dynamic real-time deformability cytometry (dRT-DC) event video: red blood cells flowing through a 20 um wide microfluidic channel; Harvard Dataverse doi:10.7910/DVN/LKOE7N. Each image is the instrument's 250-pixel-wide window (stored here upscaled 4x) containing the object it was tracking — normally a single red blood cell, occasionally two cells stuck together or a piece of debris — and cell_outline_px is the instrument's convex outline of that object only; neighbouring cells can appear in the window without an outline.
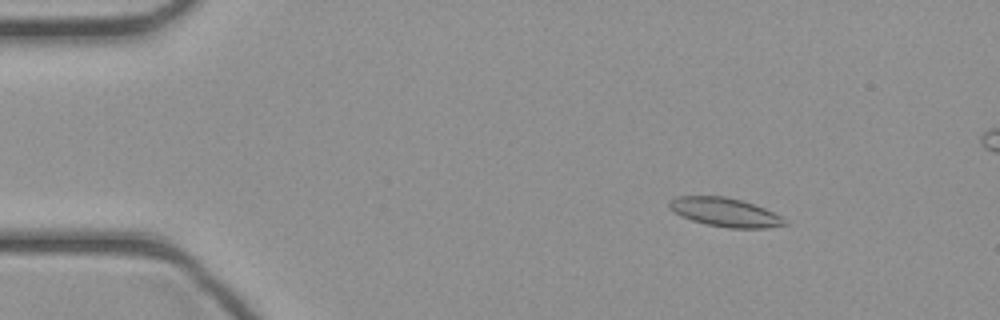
{"species": "common noctule bat (a hibernating species)", "species_latin": "Nyctalus noctula", "temperature_condition": "cold", "stored_images_in_passage": 46, "camera_frame_rate_fps": 3000, "um_per_image_px": 0.085, "animal": {"sex": "female", "body_mass_g": 21.9}, "frame": {"image": 1, "passage_image": 7, "time_ms": 2.0, "image_size_px": [1000, 320], "cell_outline_px": [[788, 224], [768, 228], [728, 228], [708, 224], [692, 220], [680, 216], [668, 208], [668, 200], [676, 196], [724, 196], [740, 200], [764, 208], [788, 220]], "centroid_in_image_um": [61.6, 18.04], "position_along_channel_um": 23.4, "area_um2": 19.36}}
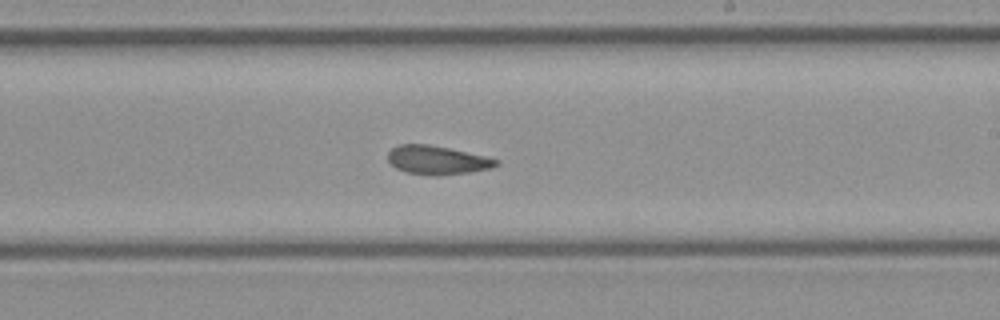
{"frame": {"image": 2, "passage_image": 27, "time_ms": 8.667, "image_size_px": [1000, 320], "cell_outline_px": [[500, 164], [492, 168], [468, 172], [436, 176], [432, 176], [408, 172], [396, 168], [388, 160], [388, 152], [392, 148], [400, 144], [428, 144], [448, 148], [484, 156], [500, 160]], "centroid_in_image_um": [37.17, 13.61], "position_along_channel_um": 251.8, "area_um2": 17.98}}
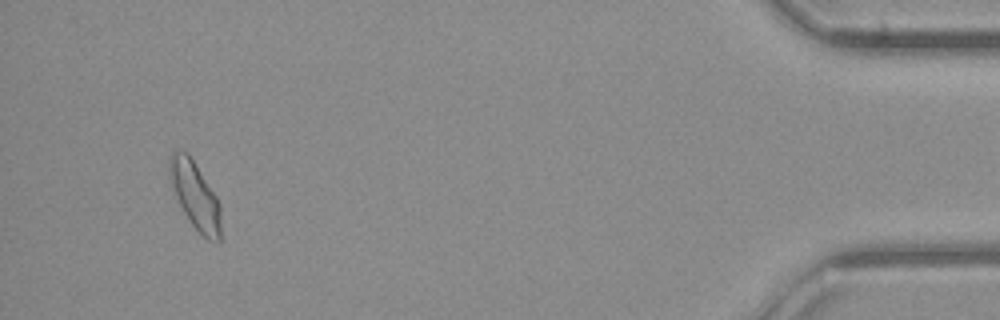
{"frame": {"image": 3, "passage_image": 43, "time_ms": 14.0, "image_size_px": [1000, 320], "cell_outline_px": [[220, 240], [216, 244], [208, 240], [192, 224], [184, 212], [172, 188], [168, 176], [168, 156], [172, 152], [188, 152], [216, 196], [220, 204]], "centroid_in_image_um": [16.57, 16.6], "position_along_channel_um": 418.6, "area_um2": 20.0}}